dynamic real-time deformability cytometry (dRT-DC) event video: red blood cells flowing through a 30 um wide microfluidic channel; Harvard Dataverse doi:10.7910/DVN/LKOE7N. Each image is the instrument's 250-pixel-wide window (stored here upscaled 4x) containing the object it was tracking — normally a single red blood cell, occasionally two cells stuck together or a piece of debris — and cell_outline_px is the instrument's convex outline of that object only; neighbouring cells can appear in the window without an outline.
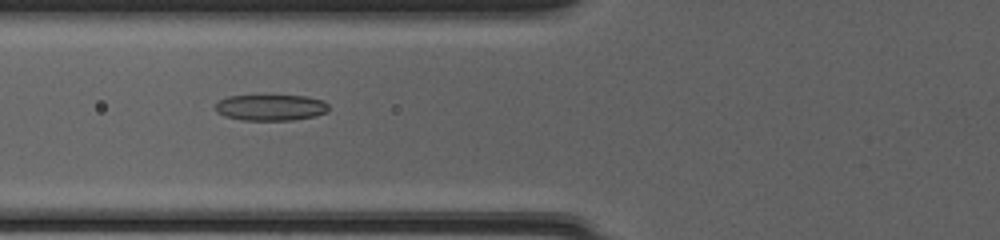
{"species": "common noctule bat (a hibernating species)", "species_latin": "Nyctalus noctula", "temperature_condition": "cold", "stored_images_in_passage": 52, "camera_frame_rate_fps": 3000, "um_per_image_px": 0.085, "animal": {"sex": "female", "body_mass_g": 20.0, "forearm_length_mm": 54.0}, "frame": {"image": 1, "passage_image": 22, "time_ms": 7.0, "image_size_px": [1000, 240], "cell_outline_px": [[328, 112], [316, 116], [292, 120], [240, 120], [224, 116], [216, 112], [216, 104], [220, 100], [228, 96], [308, 96], [324, 100], [328, 104]], "centroid_in_image_um": [23.04, 9.15], "position_along_channel_um": 102.8, "area_um2": 17.28}}
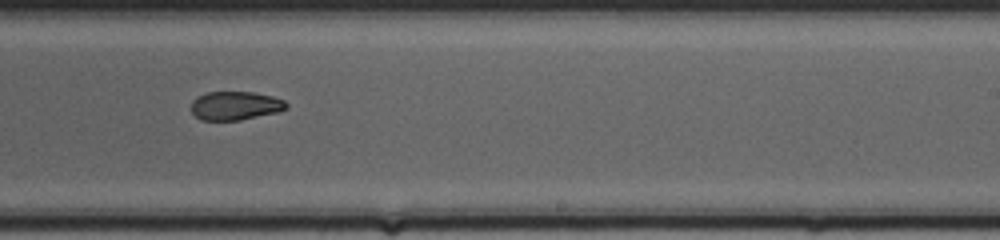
{"frame": {"image": 2, "passage_image": 34, "time_ms": 11.0, "image_size_px": [1000, 240], "cell_outline_px": [[288, 108], [280, 112], [240, 120], [200, 120], [192, 112], [192, 100], [196, 96], [208, 92], [252, 92], [272, 96], [284, 100], [288, 104]], "centroid_in_image_um": [20.02, 8.98], "position_along_channel_um": 269.0, "area_um2": 16.01}}
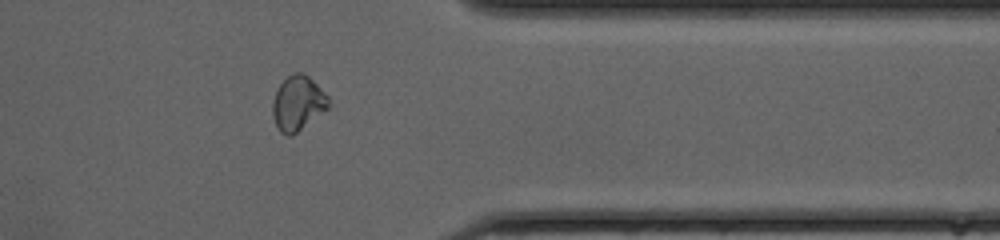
{"frame": {"image": 3, "passage_image": 43, "time_ms": 14.0, "image_size_px": [1000, 240], "cell_outline_px": [[328, 108], [292, 136], [288, 136], [280, 132], [272, 116], [272, 104], [276, 92], [280, 84], [288, 76], [296, 72], [304, 72], [328, 96]], "centroid_in_image_um": [25.3, 8.78], "position_along_channel_um": 386.1, "area_um2": 17.57}, "authors_computed_cell_mechanics": {"area_um2": 17.7446, "velocity_mm_per_s": 4.1551, "shape_relaxation_time_tau1_ms": null, "shape_relaxation_time_tau2_ms": 2.3958, "deformation_change_tau1": null, "deformation_change_tau2": 0.0673}}